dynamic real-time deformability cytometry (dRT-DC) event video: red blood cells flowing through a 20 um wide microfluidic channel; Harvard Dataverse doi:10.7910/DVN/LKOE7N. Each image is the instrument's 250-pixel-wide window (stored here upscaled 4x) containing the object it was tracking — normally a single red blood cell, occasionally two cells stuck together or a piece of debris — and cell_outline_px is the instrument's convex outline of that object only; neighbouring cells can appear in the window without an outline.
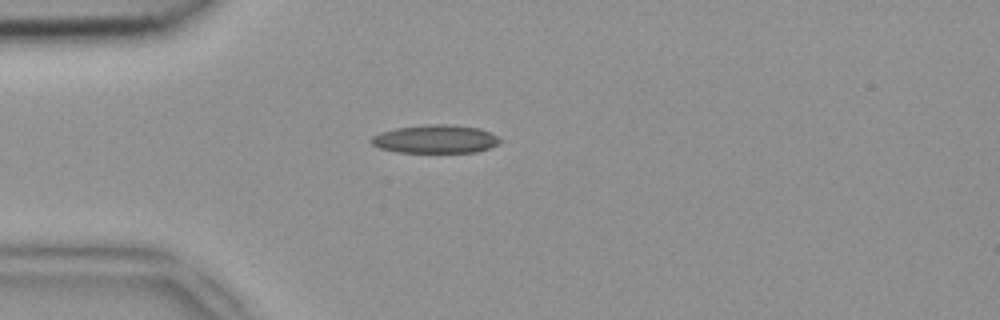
{"species": "common noctule bat (a hibernating species)", "species_latin": "Nyctalus noctula", "temperature_condition": "room temperature", "stored_images_in_passage": 37, "camera_frame_rate_fps": 3000, "um_per_image_px": 0.085, "animal": {"sex": "female", "body_mass_g": 18.4}, "frame": {"image": 1, "passage_image": 1, "time_ms": 0.0, "image_size_px": [1000, 320], "cell_outline_px": [[504, 140], [500, 144], [476, 152], [396, 152], [380, 148], [372, 144], [368, 140], [372, 136], [380, 132], [396, 128], [432, 124], [448, 124], [480, 128]], "centroid_in_image_um": [37.01, 11.82], "position_along_channel_um": 48.0, "area_um2": 21.27}}
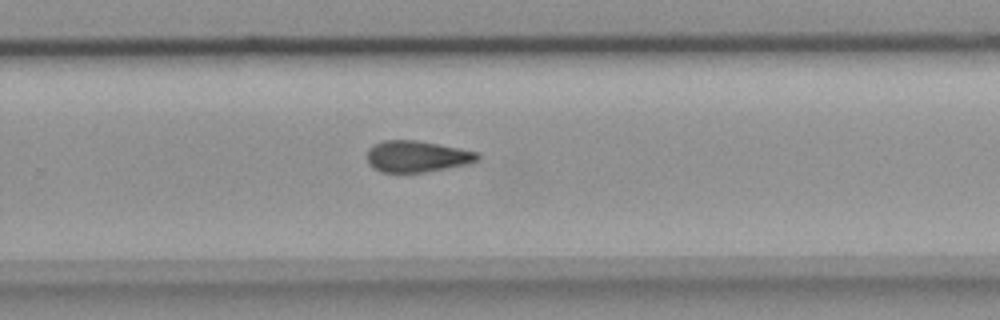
{"frame": {"image": 2, "passage_image": 20, "time_ms": 6.333, "image_size_px": [1000, 320], "cell_outline_px": [[480, 160], [468, 164], [424, 172], [380, 172], [368, 164], [368, 148], [384, 140], [416, 140], [460, 148], [480, 152]], "centroid_in_image_um": [35.48, 13.29], "position_along_channel_um": 294.3, "area_um2": 20.23}}
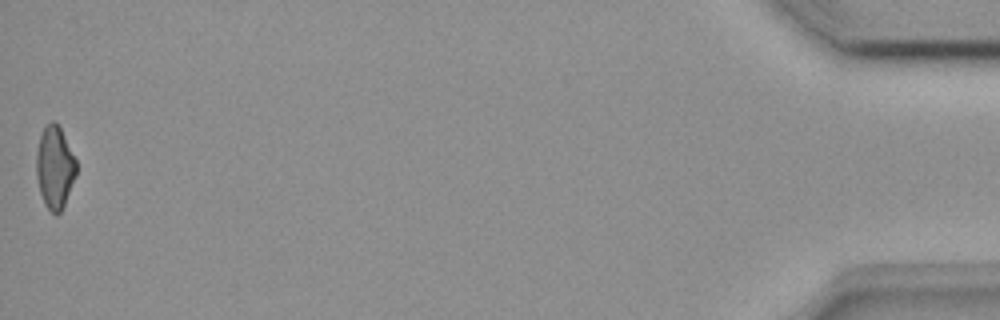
{"frame": {"image": 3, "passage_image": 37, "time_ms": 12.0, "image_size_px": [1000, 320], "cell_outline_px": [[76, 176], [64, 204], [60, 212], [56, 216], [44, 204], [40, 192], [36, 176], [36, 152], [40, 136], [44, 128], [52, 120], [56, 120], [76, 160]], "centroid_in_image_um": [4.64, 14.23], "position_along_channel_um": 430.6, "area_um2": 19.07}}